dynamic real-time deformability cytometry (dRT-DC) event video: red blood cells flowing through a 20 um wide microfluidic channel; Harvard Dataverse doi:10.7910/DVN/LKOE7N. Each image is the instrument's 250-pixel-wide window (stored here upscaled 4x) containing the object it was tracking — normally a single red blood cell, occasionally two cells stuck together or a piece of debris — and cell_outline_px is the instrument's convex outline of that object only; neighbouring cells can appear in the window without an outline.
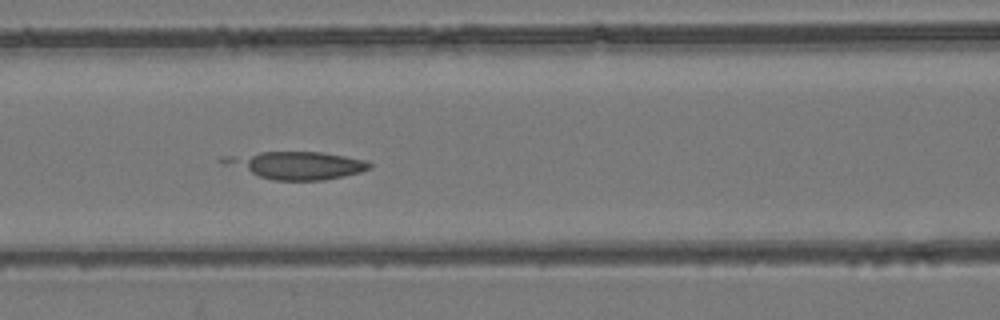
{"species": "common noctule bat (a hibernating species)", "species_latin": "Nyctalus noctula", "temperature_condition": "room temperature", "stored_images_in_passage": 6, "camera_frame_rate_fps": 3000, "um_per_image_px": 0.085, "animal": {"sex": "female", "body_mass_g": 24.6, "forearm_length_mm": 56.2}, "frame": {"image": 1, "passage_image": 6, "time_ms": 6.0, "image_size_px": [1000, 320], "cell_outline_px": [[372, 168], [360, 172], [344, 176], [324, 180], [272, 180], [224, 164], [216, 160], [220, 156], [260, 152], [320, 152], [368, 160], [372, 164]], "centroid_in_image_um": [25.2, 14.04], "position_along_channel_um": 141.4, "area_um2": 23.47}}